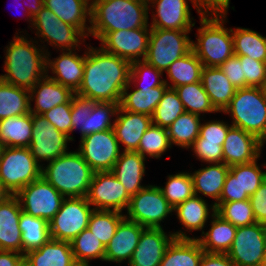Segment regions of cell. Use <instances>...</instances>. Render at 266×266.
<instances>
[{
  "label": "cell",
  "instance_id": "cell-10",
  "mask_svg": "<svg viewBox=\"0 0 266 266\" xmlns=\"http://www.w3.org/2000/svg\"><path fill=\"white\" fill-rule=\"evenodd\" d=\"M127 211L128 216L125 217L144 228H162L160 222L174 211V208L166 200L159 186L149 185L131 196Z\"/></svg>",
  "mask_w": 266,
  "mask_h": 266
},
{
  "label": "cell",
  "instance_id": "cell-53",
  "mask_svg": "<svg viewBox=\"0 0 266 266\" xmlns=\"http://www.w3.org/2000/svg\"><path fill=\"white\" fill-rule=\"evenodd\" d=\"M190 147H193L198 159L204 162L223 163V146L219 145V142L204 141L198 136Z\"/></svg>",
  "mask_w": 266,
  "mask_h": 266
},
{
  "label": "cell",
  "instance_id": "cell-55",
  "mask_svg": "<svg viewBox=\"0 0 266 266\" xmlns=\"http://www.w3.org/2000/svg\"><path fill=\"white\" fill-rule=\"evenodd\" d=\"M236 89L247 88L240 56L233 55L219 67Z\"/></svg>",
  "mask_w": 266,
  "mask_h": 266
},
{
  "label": "cell",
  "instance_id": "cell-14",
  "mask_svg": "<svg viewBox=\"0 0 266 266\" xmlns=\"http://www.w3.org/2000/svg\"><path fill=\"white\" fill-rule=\"evenodd\" d=\"M94 210L122 212L130 204L131 196L110 171L95 172L87 194Z\"/></svg>",
  "mask_w": 266,
  "mask_h": 266
},
{
  "label": "cell",
  "instance_id": "cell-5",
  "mask_svg": "<svg viewBox=\"0 0 266 266\" xmlns=\"http://www.w3.org/2000/svg\"><path fill=\"white\" fill-rule=\"evenodd\" d=\"M200 15L202 27L198 29L197 43L192 41V51L202 62L204 67H220L234 55L233 36L223 27L225 15ZM221 17V19H220Z\"/></svg>",
  "mask_w": 266,
  "mask_h": 266
},
{
  "label": "cell",
  "instance_id": "cell-11",
  "mask_svg": "<svg viewBox=\"0 0 266 266\" xmlns=\"http://www.w3.org/2000/svg\"><path fill=\"white\" fill-rule=\"evenodd\" d=\"M15 196L23 212L42 218L48 223L59 211L64 199V196L42 176L19 190Z\"/></svg>",
  "mask_w": 266,
  "mask_h": 266
},
{
  "label": "cell",
  "instance_id": "cell-22",
  "mask_svg": "<svg viewBox=\"0 0 266 266\" xmlns=\"http://www.w3.org/2000/svg\"><path fill=\"white\" fill-rule=\"evenodd\" d=\"M119 113L121 115H119ZM124 114V115H123ZM113 129L118 142L122 143L124 151H137L144 132L152 125V117L118 108Z\"/></svg>",
  "mask_w": 266,
  "mask_h": 266
},
{
  "label": "cell",
  "instance_id": "cell-50",
  "mask_svg": "<svg viewBox=\"0 0 266 266\" xmlns=\"http://www.w3.org/2000/svg\"><path fill=\"white\" fill-rule=\"evenodd\" d=\"M243 66V75L248 87H261L266 85V62L256 61L248 56H240Z\"/></svg>",
  "mask_w": 266,
  "mask_h": 266
},
{
  "label": "cell",
  "instance_id": "cell-37",
  "mask_svg": "<svg viewBox=\"0 0 266 266\" xmlns=\"http://www.w3.org/2000/svg\"><path fill=\"white\" fill-rule=\"evenodd\" d=\"M203 67L202 62L191 50L166 70L168 78L172 82V86H168V88L174 89L182 85L200 82Z\"/></svg>",
  "mask_w": 266,
  "mask_h": 266
},
{
  "label": "cell",
  "instance_id": "cell-18",
  "mask_svg": "<svg viewBox=\"0 0 266 266\" xmlns=\"http://www.w3.org/2000/svg\"><path fill=\"white\" fill-rule=\"evenodd\" d=\"M32 25L39 34L51 45L58 46L64 51L74 50L80 43L79 37L85 35L76 27L59 20L58 17L48 8L43 6L40 12L32 19ZM79 36V37H78ZM64 48V49H63Z\"/></svg>",
  "mask_w": 266,
  "mask_h": 266
},
{
  "label": "cell",
  "instance_id": "cell-58",
  "mask_svg": "<svg viewBox=\"0 0 266 266\" xmlns=\"http://www.w3.org/2000/svg\"><path fill=\"white\" fill-rule=\"evenodd\" d=\"M240 201L239 176H235L230 170L228 171L224 186L217 203Z\"/></svg>",
  "mask_w": 266,
  "mask_h": 266
},
{
  "label": "cell",
  "instance_id": "cell-47",
  "mask_svg": "<svg viewBox=\"0 0 266 266\" xmlns=\"http://www.w3.org/2000/svg\"><path fill=\"white\" fill-rule=\"evenodd\" d=\"M169 147H171V143L169 140L168 130L152 124L144 132L136 152L144 158L145 154L152 158H160L162 153H164Z\"/></svg>",
  "mask_w": 266,
  "mask_h": 266
},
{
  "label": "cell",
  "instance_id": "cell-31",
  "mask_svg": "<svg viewBox=\"0 0 266 266\" xmlns=\"http://www.w3.org/2000/svg\"><path fill=\"white\" fill-rule=\"evenodd\" d=\"M229 168L224 163H214V165H209L190 174L193 180L194 195H198L197 193L201 192L203 195H207L216 200L212 206V210H215L214 206L220 200Z\"/></svg>",
  "mask_w": 266,
  "mask_h": 266
},
{
  "label": "cell",
  "instance_id": "cell-41",
  "mask_svg": "<svg viewBox=\"0 0 266 266\" xmlns=\"http://www.w3.org/2000/svg\"><path fill=\"white\" fill-rule=\"evenodd\" d=\"M124 218L118 211L94 210L87 228L106 247Z\"/></svg>",
  "mask_w": 266,
  "mask_h": 266
},
{
  "label": "cell",
  "instance_id": "cell-7",
  "mask_svg": "<svg viewBox=\"0 0 266 266\" xmlns=\"http://www.w3.org/2000/svg\"><path fill=\"white\" fill-rule=\"evenodd\" d=\"M42 173L29 147H5L0 159V179L8 191L15 195L19 190L39 179Z\"/></svg>",
  "mask_w": 266,
  "mask_h": 266
},
{
  "label": "cell",
  "instance_id": "cell-42",
  "mask_svg": "<svg viewBox=\"0 0 266 266\" xmlns=\"http://www.w3.org/2000/svg\"><path fill=\"white\" fill-rule=\"evenodd\" d=\"M70 244L74 259L79 266H89L88 261L93 258L105 261V247L88 228L78 234Z\"/></svg>",
  "mask_w": 266,
  "mask_h": 266
},
{
  "label": "cell",
  "instance_id": "cell-16",
  "mask_svg": "<svg viewBox=\"0 0 266 266\" xmlns=\"http://www.w3.org/2000/svg\"><path fill=\"white\" fill-rule=\"evenodd\" d=\"M150 30V31H149ZM136 28L132 30H119L104 33L99 40L101 48L111 54L117 55L129 62L145 59L151 28Z\"/></svg>",
  "mask_w": 266,
  "mask_h": 266
},
{
  "label": "cell",
  "instance_id": "cell-27",
  "mask_svg": "<svg viewBox=\"0 0 266 266\" xmlns=\"http://www.w3.org/2000/svg\"><path fill=\"white\" fill-rule=\"evenodd\" d=\"M46 64L56 75L50 76V79L70 88L74 93L79 89L84 74L85 56H78L72 53V50L63 51L54 61L49 60L47 56Z\"/></svg>",
  "mask_w": 266,
  "mask_h": 266
},
{
  "label": "cell",
  "instance_id": "cell-39",
  "mask_svg": "<svg viewBox=\"0 0 266 266\" xmlns=\"http://www.w3.org/2000/svg\"><path fill=\"white\" fill-rule=\"evenodd\" d=\"M200 126V116L185 111L167 129L170 143L189 148L199 136Z\"/></svg>",
  "mask_w": 266,
  "mask_h": 266
},
{
  "label": "cell",
  "instance_id": "cell-40",
  "mask_svg": "<svg viewBox=\"0 0 266 266\" xmlns=\"http://www.w3.org/2000/svg\"><path fill=\"white\" fill-rule=\"evenodd\" d=\"M208 209L204 199L198 195H193L185 202L177 205L174 211H176L181 224L192 231L203 229L209 215Z\"/></svg>",
  "mask_w": 266,
  "mask_h": 266
},
{
  "label": "cell",
  "instance_id": "cell-6",
  "mask_svg": "<svg viewBox=\"0 0 266 266\" xmlns=\"http://www.w3.org/2000/svg\"><path fill=\"white\" fill-rule=\"evenodd\" d=\"M231 113L232 126L241 128L266 141V93L261 87L237 89L229 106L223 111Z\"/></svg>",
  "mask_w": 266,
  "mask_h": 266
},
{
  "label": "cell",
  "instance_id": "cell-49",
  "mask_svg": "<svg viewBox=\"0 0 266 266\" xmlns=\"http://www.w3.org/2000/svg\"><path fill=\"white\" fill-rule=\"evenodd\" d=\"M95 101L74 93L71 98L72 131L81 130V138L93 133L92 110Z\"/></svg>",
  "mask_w": 266,
  "mask_h": 266
},
{
  "label": "cell",
  "instance_id": "cell-44",
  "mask_svg": "<svg viewBox=\"0 0 266 266\" xmlns=\"http://www.w3.org/2000/svg\"><path fill=\"white\" fill-rule=\"evenodd\" d=\"M229 170L239 176L240 201L249 199L266 180V172L260 170L256 160L230 166Z\"/></svg>",
  "mask_w": 266,
  "mask_h": 266
},
{
  "label": "cell",
  "instance_id": "cell-20",
  "mask_svg": "<svg viewBox=\"0 0 266 266\" xmlns=\"http://www.w3.org/2000/svg\"><path fill=\"white\" fill-rule=\"evenodd\" d=\"M21 212L19 200L15 195L0 203V250L22 254V233L19 228Z\"/></svg>",
  "mask_w": 266,
  "mask_h": 266
},
{
  "label": "cell",
  "instance_id": "cell-13",
  "mask_svg": "<svg viewBox=\"0 0 266 266\" xmlns=\"http://www.w3.org/2000/svg\"><path fill=\"white\" fill-rule=\"evenodd\" d=\"M120 147L114 129H108L82 137L78 152L95 172H104L112 170Z\"/></svg>",
  "mask_w": 266,
  "mask_h": 266
},
{
  "label": "cell",
  "instance_id": "cell-46",
  "mask_svg": "<svg viewBox=\"0 0 266 266\" xmlns=\"http://www.w3.org/2000/svg\"><path fill=\"white\" fill-rule=\"evenodd\" d=\"M215 213L235 227L256 223L249 199L235 202L217 203Z\"/></svg>",
  "mask_w": 266,
  "mask_h": 266
},
{
  "label": "cell",
  "instance_id": "cell-33",
  "mask_svg": "<svg viewBox=\"0 0 266 266\" xmlns=\"http://www.w3.org/2000/svg\"><path fill=\"white\" fill-rule=\"evenodd\" d=\"M204 252L196 238H174L167 247L160 266H199Z\"/></svg>",
  "mask_w": 266,
  "mask_h": 266
},
{
  "label": "cell",
  "instance_id": "cell-19",
  "mask_svg": "<svg viewBox=\"0 0 266 266\" xmlns=\"http://www.w3.org/2000/svg\"><path fill=\"white\" fill-rule=\"evenodd\" d=\"M262 146L263 142L254 135L231 126L223 144V163L230 167L257 160Z\"/></svg>",
  "mask_w": 266,
  "mask_h": 266
},
{
  "label": "cell",
  "instance_id": "cell-36",
  "mask_svg": "<svg viewBox=\"0 0 266 266\" xmlns=\"http://www.w3.org/2000/svg\"><path fill=\"white\" fill-rule=\"evenodd\" d=\"M29 95L28 90L0 79V120L30 113Z\"/></svg>",
  "mask_w": 266,
  "mask_h": 266
},
{
  "label": "cell",
  "instance_id": "cell-66",
  "mask_svg": "<svg viewBox=\"0 0 266 266\" xmlns=\"http://www.w3.org/2000/svg\"><path fill=\"white\" fill-rule=\"evenodd\" d=\"M20 266H29V265L26 264L25 261H23Z\"/></svg>",
  "mask_w": 266,
  "mask_h": 266
},
{
  "label": "cell",
  "instance_id": "cell-62",
  "mask_svg": "<svg viewBox=\"0 0 266 266\" xmlns=\"http://www.w3.org/2000/svg\"><path fill=\"white\" fill-rule=\"evenodd\" d=\"M44 6V0H33L32 5L28 7L29 20L32 19L40 12L41 8ZM31 16V17H30Z\"/></svg>",
  "mask_w": 266,
  "mask_h": 266
},
{
  "label": "cell",
  "instance_id": "cell-43",
  "mask_svg": "<svg viewBox=\"0 0 266 266\" xmlns=\"http://www.w3.org/2000/svg\"><path fill=\"white\" fill-rule=\"evenodd\" d=\"M186 112L200 116L204 112H217L212 106L201 81L174 88Z\"/></svg>",
  "mask_w": 266,
  "mask_h": 266
},
{
  "label": "cell",
  "instance_id": "cell-56",
  "mask_svg": "<svg viewBox=\"0 0 266 266\" xmlns=\"http://www.w3.org/2000/svg\"><path fill=\"white\" fill-rule=\"evenodd\" d=\"M231 126L217 120L203 125L201 124L199 136L204 141L219 142V145L223 146L227 132Z\"/></svg>",
  "mask_w": 266,
  "mask_h": 266
},
{
  "label": "cell",
  "instance_id": "cell-38",
  "mask_svg": "<svg viewBox=\"0 0 266 266\" xmlns=\"http://www.w3.org/2000/svg\"><path fill=\"white\" fill-rule=\"evenodd\" d=\"M234 55L266 62V37L246 28L232 30Z\"/></svg>",
  "mask_w": 266,
  "mask_h": 266
},
{
  "label": "cell",
  "instance_id": "cell-32",
  "mask_svg": "<svg viewBox=\"0 0 266 266\" xmlns=\"http://www.w3.org/2000/svg\"><path fill=\"white\" fill-rule=\"evenodd\" d=\"M91 0H44V6L51 10L59 20L78 28L89 36L90 27H86L87 15L91 16ZM88 31V34L85 33Z\"/></svg>",
  "mask_w": 266,
  "mask_h": 266
},
{
  "label": "cell",
  "instance_id": "cell-59",
  "mask_svg": "<svg viewBox=\"0 0 266 266\" xmlns=\"http://www.w3.org/2000/svg\"><path fill=\"white\" fill-rule=\"evenodd\" d=\"M191 2L200 15L207 14L209 11L211 15H225L227 14L230 0H192Z\"/></svg>",
  "mask_w": 266,
  "mask_h": 266
},
{
  "label": "cell",
  "instance_id": "cell-3",
  "mask_svg": "<svg viewBox=\"0 0 266 266\" xmlns=\"http://www.w3.org/2000/svg\"><path fill=\"white\" fill-rule=\"evenodd\" d=\"M14 38L6 50L4 68L6 74L1 75L0 79L30 91L40 79L47 75L45 73L48 72L47 56L40 53L42 51L26 38L22 36Z\"/></svg>",
  "mask_w": 266,
  "mask_h": 266
},
{
  "label": "cell",
  "instance_id": "cell-28",
  "mask_svg": "<svg viewBox=\"0 0 266 266\" xmlns=\"http://www.w3.org/2000/svg\"><path fill=\"white\" fill-rule=\"evenodd\" d=\"M201 83L216 111H224L236 93V88L219 67H203Z\"/></svg>",
  "mask_w": 266,
  "mask_h": 266
},
{
  "label": "cell",
  "instance_id": "cell-57",
  "mask_svg": "<svg viewBox=\"0 0 266 266\" xmlns=\"http://www.w3.org/2000/svg\"><path fill=\"white\" fill-rule=\"evenodd\" d=\"M256 222L266 225V180L249 197Z\"/></svg>",
  "mask_w": 266,
  "mask_h": 266
},
{
  "label": "cell",
  "instance_id": "cell-15",
  "mask_svg": "<svg viewBox=\"0 0 266 266\" xmlns=\"http://www.w3.org/2000/svg\"><path fill=\"white\" fill-rule=\"evenodd\" d=\"M32 140L29 146L32 156L39 160L53 161L67 153V142L72 141L71 136L57 130L42 115L32 114Z\"/></svg>",
  "mask_w": 266,
  "mask_h": 266
},
{
  "label": "cell",
  "instance_id": "cell-63",
  "mask_svg": "<svg viewBox=\"0 0 266 266\" xmlns=\"http://www.w3.org/2000/svg\"><path fill=\"white\" fill-rule=\"evenodd\" d=\"M11 195L12 194L8 191L0 179V203L8 199Z\"/></svg>",
  "mask_w": 266,
  "mask_h": 266
},
{
  "label": "cell",
  "instance_id": "cell-8",
  "mask_svg": "<svg viewBox=\"0 0 266 266\" xmlns=\"http://www.w3.org/2000/svg\"><path fill=\"white\" fill-rule=\"evenodd\" d=\"M190 31L151 29L145 61L160 71H166L176 60L192 50Z\"/></svg>",
  "mask_w": 266,
  "mask_h": 266
},
{
  "label": "cell",
  "instance_id": "cell-12",
  "mask_svg": "<svg viewBox=\"0 0 266 266\" xmlns=\"http://www.w3.org/2000/svg\"><path fill=\"white\" fill-rule=\"evenodd\" d=\"M265 249L266 225L256 222L237 227L227 255L235 266H262Z\"/></svg>",
  "mask_w": 266,
  "mask_h": 266
},
{
  "label": "cell",
  "instance_id": "cell-2",
  "mask_svg": "<svg viewBox=\"0 0 266 266\" xmlns=\"http://www.w3.org/2000/svg\"><path fill=\"white\" fill-rule=\"evenodd\" d=\"M90 34L99 39L106 32L147 28L148 2L144 0H92Z\"/></svg>",
  "mask_w": 266,
  "mask_h": 266
},
{
  "label": "cell",
  "instance_id": "cell-35",
  "mask_svg": "<svg viewBox=\"0 0 266 266\" xmlns=\"http://www.w3.org/2000/svg\"><path fill=\"white\" fill-rule=\"evenodd\" d=\"M19 228L22 233V254L41 248L50 237L49 223L42 219L21 212Z\"/></svg>",
  "mask_w": 266,
  "mask_h": 266
},
{
  "label": "cell",
  "instance_id": "cell-64",
  "mask_svg": "<svg viewBox=\"0 0 266 266\" xmlns=\"http://www.w3.org/2000/svg\"><path fill=\"white\" fill-rule=\"evenodd\" d=\"M5 148V145L3 143L0 142V159L2 157V154H3V150Z\"/></svg>",
  "mask_w": 266,
  "mask_h": 266
},
{
  "label": "cell",
  "instance_id": "cell-51",
  "mask_svg": "<svg viewBox=\"0 0 266 266\" xmlns=\"http://www.w3.org/2000/svg\"><path fill=\"white\" fill-rule=\"evenodd\" d=\"M48 122L67 136L72 133L71 99L64 104L57 105L42 114Z\"/></svg>",
  "mask_w": 266,
  "mask_h": 266
},
{
  "label": "cell",
  "instance_id": "cell-17",
  "mask_svg": "<svg viewBox=\"0 0 266 266\" xmlns=\"http://www.w3.org/2000/svg\"><path fill=\"white\" fill-rule=\"evenodd\" d=\"M174 238L190 239L181 231L170 234L168 237L163 228H144L128 265L160 266L165 251Z\"/></svg>",
  "mask_w": 266,
  "mask_h": 266
},
{
  "label": "cell",
  "instance_id": "cell-29",
  "mask_svg": "<svg viewBox=\"0 0 266 266\" xmlns=\"http://www.w3.org/2000/svg\"><path fill=\"white\" fill-rule=\"evenodd\" d=\"M129 84L124 88L119 107L128 112H135L153 116L156 106L162 99L163 93L168 88V83L164 82L161 86L154 88L139 87L128 93Z\"/></svg>",
  "mask_w": 266,
  "mask_h": 266
},
{
  "label": "cell",
  "instance_id": "cell-25",
  "mask_svg": "<svg viewBox=\"0 0 266 266\" xmlns=\"http://www.w3.org/2000/svg\"><path fill=\"white\" fill-rule=\"evenodd\" d=\"M29 93H31V101L34 100L33 96L36 93L35 109L31 108L30 102V112L38 115L44 114L57 105L67 103L74 94L70 88L50 79L48 75L40 79Z\"/></svg>",
  "mask_w": 266,
  "mask_h": 266
},
{
  "label": "cell",
  "instance_id": "cell-54",
  "mask_svg": "<svg viewBox=\"0 0 266 266\" xmlns=\"http://www.w3.org/2000/svg\"><path fill=\"white\" fill-rule=\"evenodd\" d=\"M149 74H152L154 76V79L151 82L147 83V85L145 86L143 84H140L142 87H149L151 89L157 86H161L164 82L167 83V81L165 80H160L162 71L156 69L145 60H138L131 63L130 82H132V80L135 82V80L137 79L141 80L140 78H142L143 80L147 75L149 76Z\"/></svg>",
  "mask_w": 266,
  "mask_h": 266
},
{
  "label": "cell",
  "instance_id": "cell-4",
  "mask_svg": "<svg viewBox=\"0 0 266 266\" xmlns=\"http://www.w3.org/2000/svg\"><path fill=\"white\" fill-rule=\"evenodd\" d=\"M95 171L85 162L81 154L67 152L42 167L41 176L64 198L87 197Z\"/></svg>",
  "mask_w": 266,
  "mask_h": 266
},
{
  "label": "cell",
  "instance_id": "cell-30",
  "mask_svg": "<svg viewBox=\"0 0 266 266\" xmlns=\"http://www.w3.org/2000/svg\"><path fill=\"white\" fill-rule=\"evenodd\" d=\"M212 227L206 234L202 231V238H196L206 253L227 254L236 235V229L230 222L222 219L213 210Z\"/></svg>",
  "mask_w": 266,
  "mask_h": 266
},
{
  "label": "cell",
  "instance_id": "cell-26",
  "mask_svg": "<svg viewBox=\"0 0 266 266\" xmlns=\"http://www.w3.org/2000/svg\"><path fill=\"white\" fill-rule=\"evenodd\" d=\"M145 158L136 151H124L110 171L125 187L130 196L137 194L144 186L141 180L145 173Z\"/></svg>",
  "mask_w": 266,
  "mask_h": 266
},
{
  "label": "cell",
  "instance_id": "cell-61",
  "mask_svg": "<svg viewBox=\"0 0 266 266\" xmlns=\"http://www.w3.org/2000/svg\"><path fill=\"white\" fill-rule=\"evenodd\" d=\"M24 255L16 251L0 250V266H20Z\"/></svg>",
  "mask_w": 266,
  "mask_h": 266
},
{
  "label": "cell",
  "instance_id": "cell-23",
  "mask_svg": "<svg viewBox=\"0 0 266 266\" xmlns=\"http://www.w3.org/2000/svg\"><path fill=\"white\" fill-rule=\"evenodd\" d=\"M150 1L157 4V16L153 17L151 29L190 31L191 27L195 25L191 21L190 9L186 0Z\"/></svg>",
  "mask_w": 266,
  "mask_h": 266
},
{
  "label": "cell",
  "instance_id": "cell-48",
  "mask_svg": "<svg viewBox=\"0 0 266 266\" xmlns=\"http://www.w3.org/2000/svg\"><path fill=\"white\" fill-rule=\"evenodd\" d=\"M160 189L173 208L194 195L193 180L187 172L169 175L166 187Z\"/></svg>",
  "mask_w": 266,
  "mask_h": 266
},
{
  "label": "cell",
  "instance_id": "cell-21",
  "mask_svg": "<svg viewBox=\"0 0 266 266\" xmlns=\"http://www.w3.org/2000/svg\"><path fill=\"white\" fill-rule=\"evenodd\" d=\"M143 229V226L125 217L105 247V261L121 263L128 259L129 263Z\"/></svg>",
  "mask_w": 266,
  "mask_h": 266
},
{
  "label": "cell",
  "instance_id": "cell-45",
  "mask_svg": "<svg viewBox=\"0 0 266 266\" xmlns=\"http://www.w3.org/2000/svg\"><path fill=\"white\" fill-rule=\"evenodd\" d=\"M185 112L175 89L167 88L152 116V124L168 129Z\"/></svg>",
  "mask_w": 266,
  "mask_h": 266
},
{
  "label": "cell",
  "instance_id": "cell-60",
  "mask_svg": "<svg viewBox=\"0 0 266 266\" xmlns=\"http://www.w3.org/2000/svg\"><path fill=\"white\" fill-rule=\"evenodd\" d=\"M199 266H235L227 254L203 253Z\"/></svg>",
  "mask_w": 266,
  "mask_h": 266
},
{
  "label": "cell",
  "instance_id": "cell-24",
  "mask_svg": "<svg viewBox=\"0 0 266 266\" xmlns=\"http://www.w3.org/2000/svg\"><path fill=\"white\" fill-rule=\"evenodd\" d=\"M29 266H79L68 241L49 239L41 248L24 255Z\"/></svg>",
  "mask_w": 266,
  "mask_h": 266
},
{
  "label": "cell",
  "instance_id": "cell-65",
  "mask_svg": "<svg viewBox=\"0 0 266 266\" xmlns=\"http://www.w3.org/2000/svg\"><path fill=\"white\" fill-rule=\"evenodd\" d=\"M262 266H266V249H265V253L263 256Z\"/></svg>",
  "mask_w": 266,
  "mask_h": 266
},
{
  "label": "cell",
  "instance_id": "cell-34",
  "mask_svg": "<svg viewBox=\"0 0 266 266\" xmlns=\"http://www.w3.org/2000/svg\"><path fill=\"white\" fill-rule=\"evenodd\" d=\"M32 113L0 120V142L5 147H29L32 140Z\"/></svg>",
  "mask_w": 266,
  "mask_h": 266
},
{
  "label": "cell",
  "instance_id": "cell-52",
  "mask_svg": "<svg viewBox=\"0 0 266 266\" xmlns=\"http://www.w3.org/2000/svg\"><path fill=\"white\" fill-rule=\"evenodd\" d=\"M119 103L95 102L92 110L93 133L113 129L110 117L117 114Z\"/></svg>",
  "mask_w": 266,
  "mask_h": 266
},
{
  "label": "cell",
  "instance_id": "cell-9",
  "mask_svg": "<svg viewBox=\"0 0 266 266\" xmlns=\"http://www.w3.org/2000/svg\"><path fill=\"white\" fill-rule=\"evenodd\" d=\"M94 208H90L87 197L64 198L59 211L49 222L50 237L71 242L84 229Z\"/></svg>",
  "mask_w": 266,
  "mask_h": 266
},
{
  "label": "cell",
  "instance_id": "cell-1",
  "mask_svg": "<svg viewBox=\"0 0 266 266\" xmlns=\"http://www.w3.org/2000/svg\"><path fill=\"white\" fill-rule=\"evenodd\" d=\"M131 62L102 48L85 52L84 74L75 92L95 102L120 103L124 88L130 84Z\"/></svg>",
  "mask_w": 266,
  "mask_h": 266
}]
</instances>
